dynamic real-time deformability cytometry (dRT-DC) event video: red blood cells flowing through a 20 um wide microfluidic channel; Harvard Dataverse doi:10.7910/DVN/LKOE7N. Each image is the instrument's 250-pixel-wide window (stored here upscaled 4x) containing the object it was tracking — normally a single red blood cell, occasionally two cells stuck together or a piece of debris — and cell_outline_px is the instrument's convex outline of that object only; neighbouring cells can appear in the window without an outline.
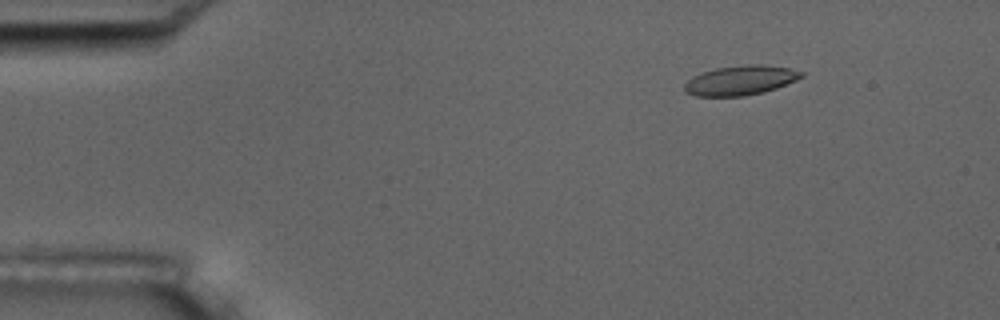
{"species": "common noctule bat (a hibernating species)", "species_latin": "Nyctalus noctula", "temperature_condition": "room temperature", "stored_images_in_passage": 6, "camera_frame_rate_fps": 3000, "um_per_image_px": 0.085, "animal": {"sex": "male", "body_mass_g": 17.5, "forearm_length_mm": 52.3}, "frame": {"image": 1, "passage_image": 1, "time_ms": 0.0, "image_size_px": [1000, 320], "cell_outline_px": [[804, 76], [796, 80], [776, 88], [764, 92], [744, 96], [696, 96], [684, 92], [684, 84], [692, 76], [716, 68], [748, 64], [760, 64], [788, 68], [804, 72]], "centroid_in_image_um": [62.93, 6.83], "position_along_channel_um": 22.1, "area_um2": 20.11}}
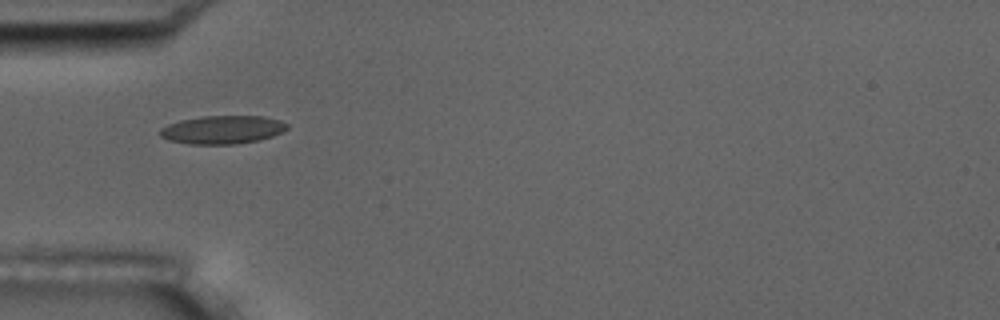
{"frame": {"image": 2, "passage_image": 4, "time_ms": 3.333, "image_size_px": [1000, 320], "cell_outline_px": [[288, 128], [272, 136], [260, 140], [236, 144], [188, 144], [168, 140], [160, 136], [160, 128], [168, 124], [180, 120], [200, 116], [264, 116], [280, 120], [288, 124]], "centroid_in_image_um": [18.89, 11.02], "position_along_channel_um": 66.1, "area_um2": 21.04}}